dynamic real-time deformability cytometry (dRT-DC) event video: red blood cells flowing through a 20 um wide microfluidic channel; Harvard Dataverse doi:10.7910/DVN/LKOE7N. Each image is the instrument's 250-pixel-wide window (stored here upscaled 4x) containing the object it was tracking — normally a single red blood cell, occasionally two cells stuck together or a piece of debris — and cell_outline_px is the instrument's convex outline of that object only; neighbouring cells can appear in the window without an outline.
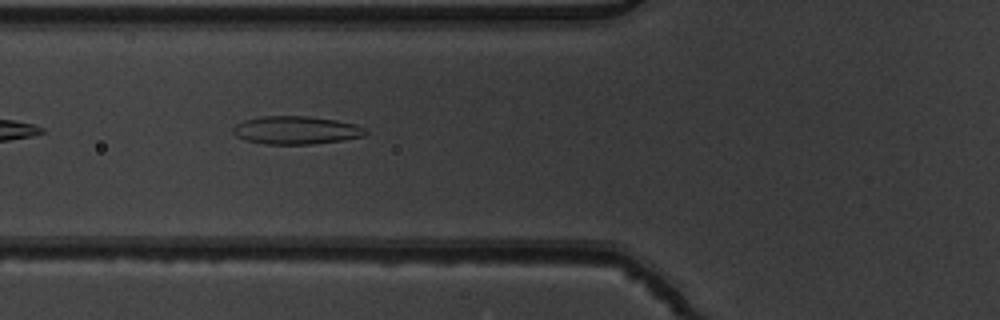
{"species": "common noctule bat (a hibernating species)", "species_latin": "Nyctalus noctula", "temperature_condition": "warm", "stored_images_in_passage": 3, "camera_frame_rate_fps": 3000, "um_per_image_px": 0.085, "animal": {"sex": "male", "body_mass_g": 19.5, "forearm_length_mm": 54.6}, "frame": {"image": 1, "passage_image": 2, "time_ms": 0.333, "image_size_px": [1000, 320], "cell_outline_px": [[368, 132], [364, 136], [344, 140], [312, 144], [264, 144], [248, 140], [236, 136], [232, 132], [232, 128], [236, 124], [244, 120], [260, 116], [308, 116], [336, 120], [356, 124], [368, 128]], "centroid_in_image_um": [25.2, 11.06], "position_along_channel_um": 100.6, "area_um2": 21.85}}
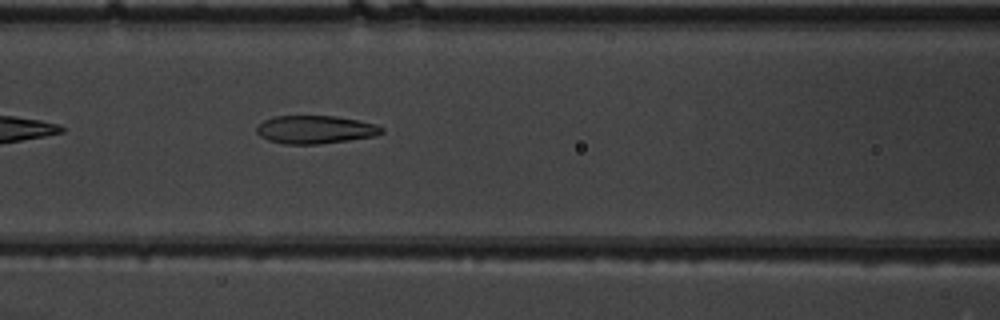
{"frame": {"image": 2, "passage_image": 3, "time_ms": 0.667, "image_size_px": [1000, 320], "cell_outline_px": [[384, 132], [376, 136], [320, 144], [284, 144], [268, 140], [260, 136], [256, 132], [256, 128], [264, 120], [276, 116], [336, 116], [360, 120], [376, 124], [384, 128]], "centroid_in_image_um": [26.83, 11.01], "position_along_channel_um": 139.8, "area_um2": 20.58}}